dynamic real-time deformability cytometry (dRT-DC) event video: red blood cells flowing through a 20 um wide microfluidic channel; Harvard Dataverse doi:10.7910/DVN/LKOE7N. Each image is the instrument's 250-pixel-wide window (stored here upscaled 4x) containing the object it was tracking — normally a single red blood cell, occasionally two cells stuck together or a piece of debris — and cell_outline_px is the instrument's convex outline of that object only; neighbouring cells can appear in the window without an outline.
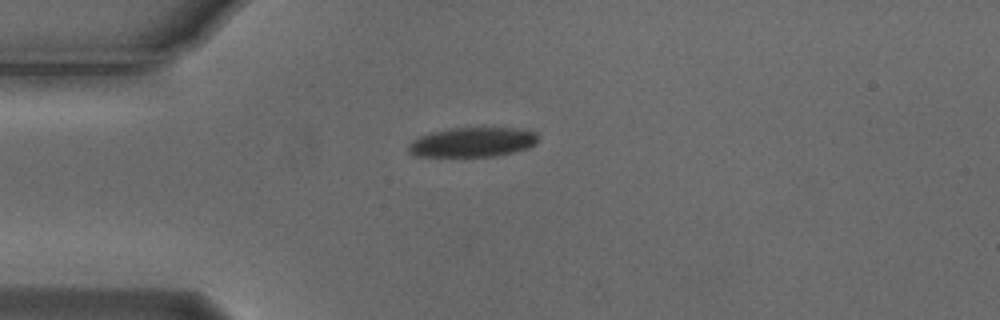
{"species": "Egyptian fruit bat (a non-hibernating species)", "species_latin": "Rousettus aegyptiacus", "temperature_condition": "cold", "stored_images_in_passage": 3, "camera_frame_rate_fps": 3000, "um_per_image_px": 0.085, "animal": {"sex": "male"}, "frame": {"image": 1, "passage_image": 1, "time_ms": 0.0, "image_size_px": [1000, 320], "cell_outline_px": [[540, 140], [536, 144], [528, 148], [496, 156], [416, 156], [408, 152], [408, 144], [412, 140], [420, 136], [432, 132], [448, 128], [520, 128], [536, 132], [540, 136]], "centroid_in_image_um": [40.2, 12.08], "position_along_channel_um": 44.8, "area_um2": 22.54}}
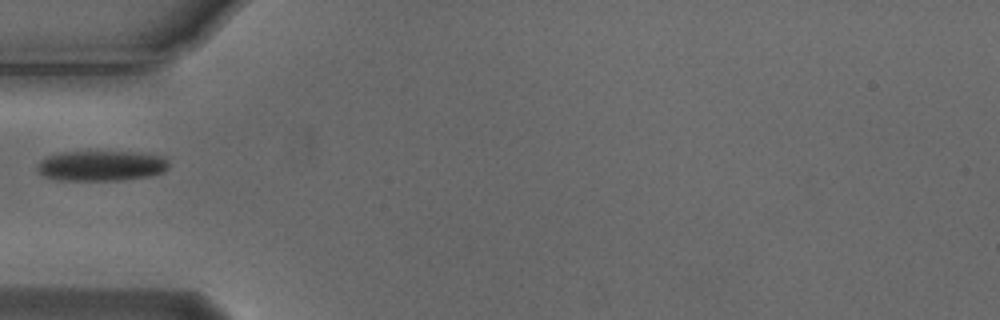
{"frame": {"image": 2, "passage_image": 2, "time_ms": 0.333, "image_size_px": [1000, 320], "cell_outline_px": [[168, 168], [164, 172], [148, 176], [120, 180], [60, 180], [44, 176], [36, 168], [40, 160], [48, 156], [60, 152], [132, 152], [164, 156], [168, 160]], "centroid_in_image_um": [8.62, 14.09], "position_along_channel_um": 76.4, "area_um2": 23.12}}
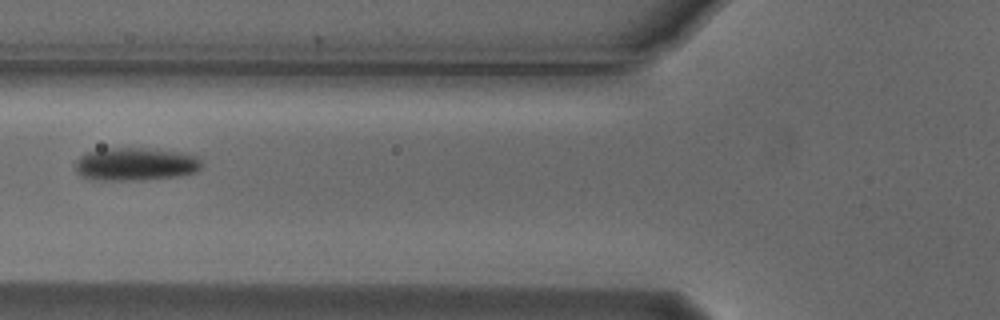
{"frame": {"image": 3, "passage_image": 3, "time_ms": 0.667, "image_size_px": [1000, 320], "cell_outline_px": [[204, 164], [196, 172], [176, 176], [144, 180], [96, 180], [80, 176], [76, 172], [76, 160], [80, 156], [88, 152], [108, 148], [144, 148], [172, 152], [196, 156]], "centroid_in_image_um": [11.48, 13.97], "position_along_channel_um": 114.3, "area_um2": 24.1}}